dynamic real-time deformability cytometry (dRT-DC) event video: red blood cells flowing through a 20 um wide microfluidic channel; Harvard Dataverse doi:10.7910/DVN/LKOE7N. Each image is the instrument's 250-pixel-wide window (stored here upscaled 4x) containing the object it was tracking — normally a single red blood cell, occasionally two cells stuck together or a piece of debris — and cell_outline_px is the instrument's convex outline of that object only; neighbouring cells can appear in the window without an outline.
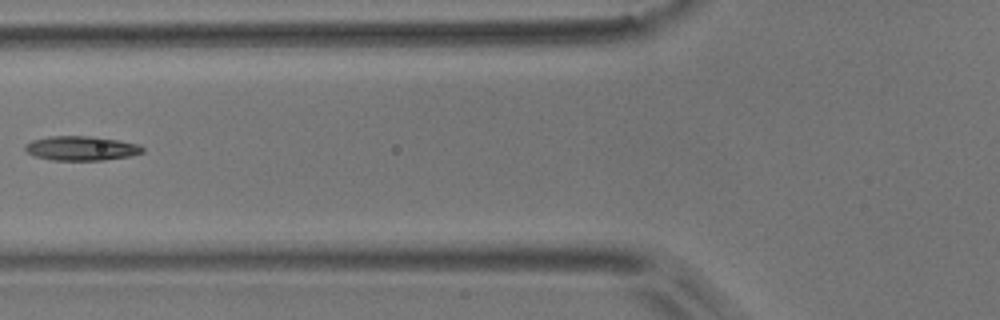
{"species": "common noctule bat (a hibernating species)", "species_latin": "Nyctalus noctula", "temperature_condition": "room temperature", "stored_images_in_passage": 6, "camera_frame_rate_fps": 3000, "um_per_image_px": 0.085, "animal": {"sex": "male", "body_mass_g": 17.9}, "frame": {"image": 1, "passage_image": 5, "time_ms": 1.333, "image_size_px": [1000, 320], "cell_outline_px": [[144, 152], [132, 156], [104, 160], [52, 160], [36, 156], [28, 152], [24, 148], [24, 144], [32, 140], [48, 136], [88, 136], [116, 140], [140, 144], [144, 148]], "centroid_in_image_um": [6.93, 12.6], "position_along_channel_um": 118.9, "area_um2": 16.7}}
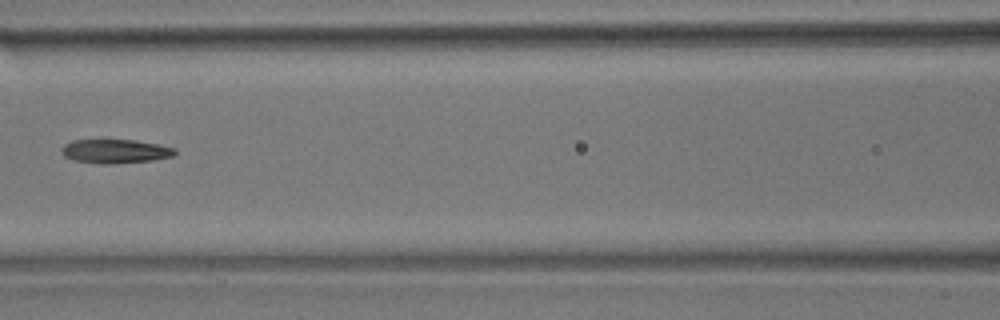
{"frame": {"image": 2, "passage_image": 6, "time_ms": 1.667, "image_size_px": [1000, 320], "cell_outline_px": [[176, 156], [152, 160], [112, 164], [104, 164], [72, 160], [64, 156], [60, 148], [64, 144], [72, 140], [136, 140], [176, 148]], "centroid_in_image_um": [9.8, 12.86], "position_along_channel_um": 156.8, "area_um2": 15.9}}